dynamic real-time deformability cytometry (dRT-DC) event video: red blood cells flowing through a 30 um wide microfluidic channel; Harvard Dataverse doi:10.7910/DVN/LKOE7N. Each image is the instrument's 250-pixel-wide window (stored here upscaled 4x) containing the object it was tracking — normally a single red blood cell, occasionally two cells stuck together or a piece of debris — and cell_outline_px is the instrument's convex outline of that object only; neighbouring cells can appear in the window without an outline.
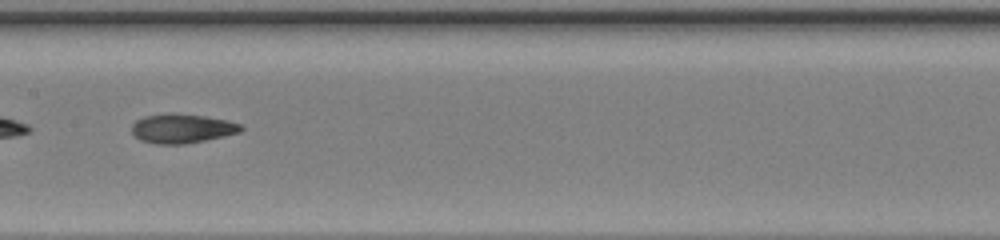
{"species": "common noctule bat (a hibernating species)", "species_latin": "Nyctalus noctula", "temperature_condition": "warm", "stored_images_in_passage": 34, "camera_frame_rate_fps": 3000, "um_per_image_px": 0.085, "animal": {"sex": "female", "body_mass_g": 20.0, "forearm_length_mm": 54.0}, "frame": {"image": 1, "passage_image": 15, "time_ms": 4.667, "image_size_px": [1000, 240], "cell_outline_px": [[244, 128], [240, 132], [224, 136], [184, 144], [156, 144], [140, 140], [132, 132], [132, 124], [136, 120], [144, 116], [172, 112], [204, 116], [228, 120], [240, 124]], "centroid_in_image_um": [15.46, 10.91], "position_along_channel_um": 191.9, "area_um2": 18.67}}
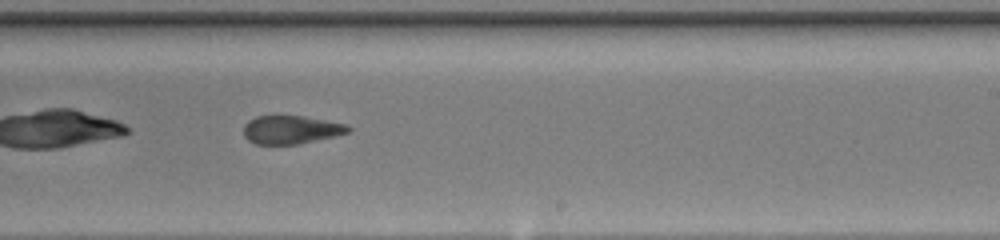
{"frame": {"image": 2, "passage_image": 20, "time_ms": 6.333, "image_size_px": [1000, 240], "cell_outline_px": [[352, 128], [348, 132], [336, 136], [296, 144], [256, 144], [248, 140], [244, 136], [244, 124], [248, 120], [256, 116], [304, 116], [348, 124]], "centroid_in_image_um": [24.74, 11.02], "position_along_channel_um": 264.3, "area_um2": 17.28}, "authors_computed_cell_mechanics": {"area_um2": 18.0914, "velocity_mm_per_s": 4.3429, "shape_relaxation_time_tau1_ms": 4.3304, "shape_relaxation_time_tau2_ms": 2.7129, "deformation_change_tau1": 0.1544, "deformation_change_tau2": 0.1277}}